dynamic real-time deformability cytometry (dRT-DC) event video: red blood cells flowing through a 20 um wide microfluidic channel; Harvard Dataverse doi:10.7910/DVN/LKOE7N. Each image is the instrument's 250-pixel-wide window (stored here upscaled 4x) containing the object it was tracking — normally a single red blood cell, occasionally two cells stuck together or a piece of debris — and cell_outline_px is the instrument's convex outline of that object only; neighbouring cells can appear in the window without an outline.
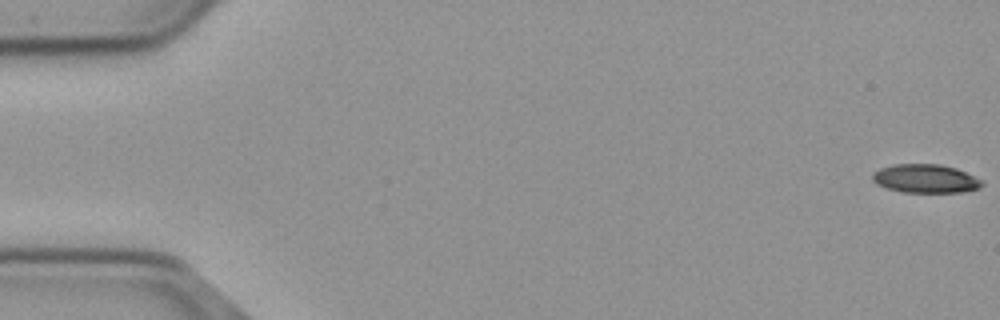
{"species": "common noctule bat (a hibernating species)", "species_latin": "Nyctalus noctula", "temperature_condition": "cold", "stored_images_in_passage": 56, "camera_frame_rate_fps": 3000, "um_per_image_px": 0.085, "animal": {"sex": "male", "body_mass_g": 23.1, "forearm_length_mm": 52.7}, "frame": {"image": 1, "passage_image": 1, "time_ms": 0.0, "image_size_px": [1000, 320], "cell_outline_px": [[984, 184], [980, 188], [964, 192], [900, 192], [876, 184], [872, 180], [872, 176], [880, 168], [892, 164], [940, 164], [956, 168], [984, 180]], "centroid_in_image_um": [78.7, 15.18], "position_along_channel_um": 6.3, "area_um2": 18.38}}
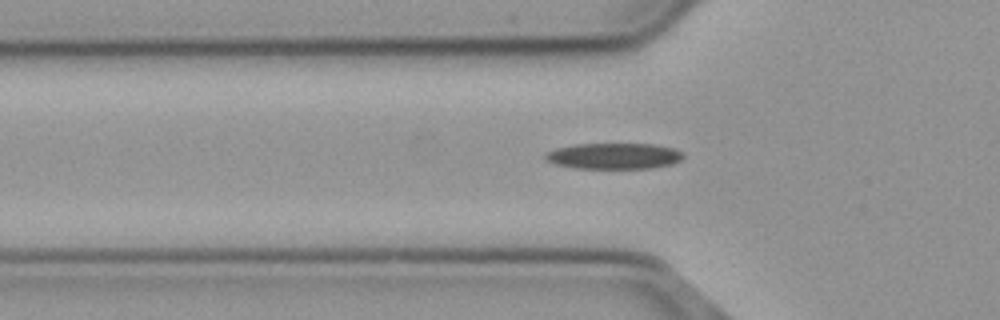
{"frame": {"image": 2, "passage_image": 19, "time_ms": 6.0, "image_size_px": [1000, 320], "cell_outline_px": [[684, 156], [680, 160], [672, 164], [648, 168], [576, 168], [556, 164], [544, 160], [544, 152], [556, 148], [576, 144], [652, 144], [676, 148], [684, 152]], "centroid_in_image_um": [52.18, 13.25], "position_along_channel_um": 73.6, "area_um2": 20.98}}
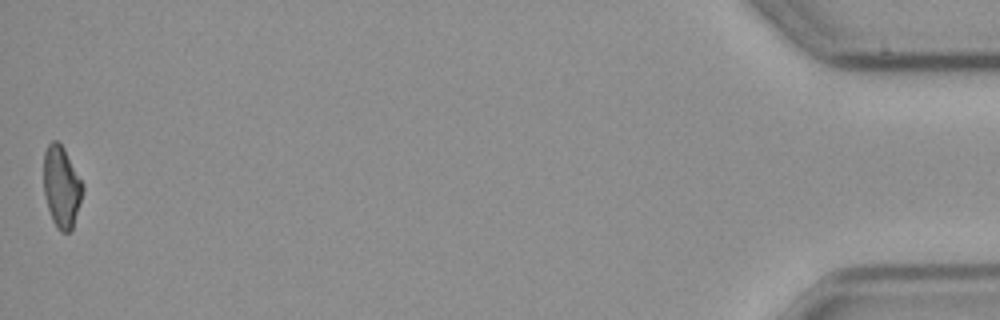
{"frame": {"image": 3, "passage_image": 56, "time_ms": 18.333, "image_size_px": [1000, 320], "cell_outline_px": [[84, 188], [72, 228], [68, 232], [60, 232], [56, 228], [52, 220], [48, 208], [44, 192], [44, 152], [48, 144], [52, 140], [56, 140], [64, 148], [84, 184]], "centroid_in_image_um": [5.23, 15.87], "position_along_channel_um": 430.0, "area_um2": 18.44}, "authors_computed_cell_mechanics": {"area_um2": 19.8254, "velocity_mm_per_s": 3.7032, "shape_relaxation_time_tau1_ms": 6.479, "shape_relaxation_time_tau2_ms": null, "deformation_change_tau1": 0.1713, "deformation_change_tau2": null}}